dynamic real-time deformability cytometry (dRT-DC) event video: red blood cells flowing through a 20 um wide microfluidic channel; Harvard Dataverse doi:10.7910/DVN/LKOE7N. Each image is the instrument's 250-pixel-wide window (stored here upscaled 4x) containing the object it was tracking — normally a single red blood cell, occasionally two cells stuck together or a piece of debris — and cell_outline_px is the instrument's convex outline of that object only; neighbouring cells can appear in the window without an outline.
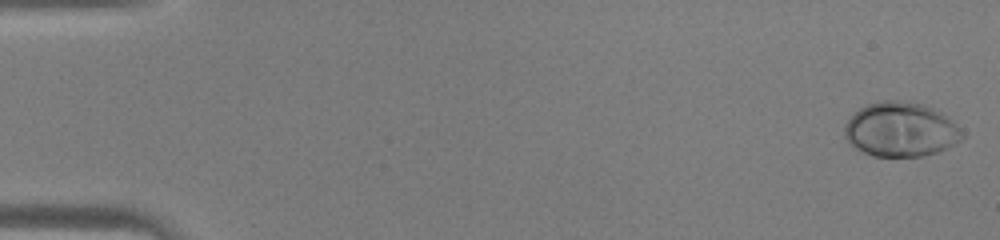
{"species": "human", "species_latin": "Homo sapiens", "temperature_condition": "warm", "stored_images_in_passage": 45, "camera_frame_rate_fps": 3000, "um_per_image_px": 0.085, "donor": {"sex": "male"}, "frame": {"image": 1, "passage_image": 1, "time_ms": 0.0, "image_size_px": [1000, 240], "cell_outline_px": [[968, 136], [936, 152], [924, 156], [872, 156], [848, 144], [844, 136], [844, 128], [848, 120], [860, 108], [868, 104], [884, 100], [912, 100], [924, 104], [940, 112], [956, 124]], "centroid_in_image_um": [76.56, 11.0], "position_along_channel_um": 8.4, "area_um2": 37.45}}
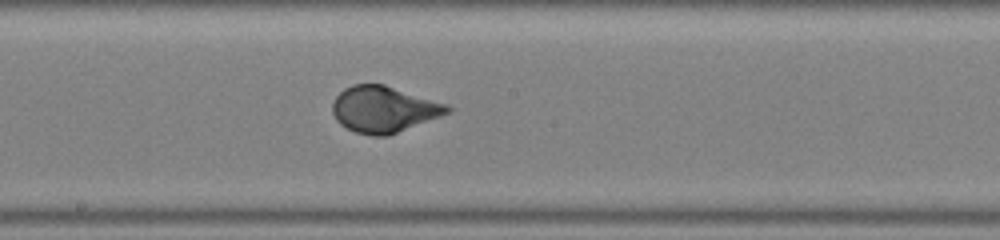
{"frame": {"image": 2, "passage_image": 25, "time_ms": 8.0, "image_size_px": [1000, 240], "cell_outline_px": [[452, 112], [388, 136], [372, 136], [356, 132], [340, 124], [336, 120], [332, 112], [332, 104], [336, 96], [344, 88], [352, 84], [384, 84], [448, 104], [452, 108]], "centroid_in_image_um": [32.63, 9.29], "position_along_channel_um": 215.6, "area_um2": 31.1}}
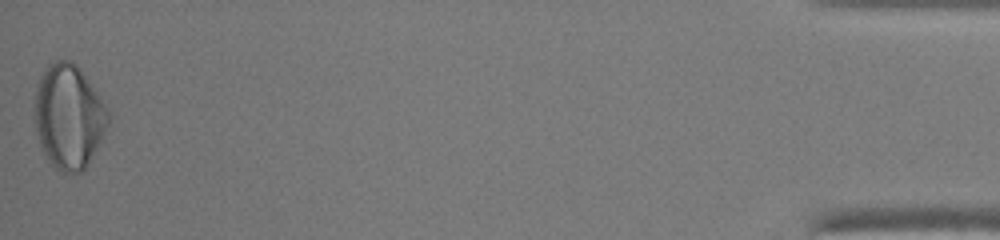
{"frame": {"image": 3, "passage_image": 45, "time_ms": 14.667, "image_size_px": [1000, 240], "cell_outline_px": [[112, 116], [88, 164], [80, 172], [60, 172], [52, 164], [44, 152], [40, 144], [32, 120], [36, 88], [40, 76], [44, 68], [48, 64], [56, 60], [72, 60], [80, 68], [108, 108]], "centroid_in_image_um": [5.82, 9.87], "position_along_channel_um": 429.4, "area_um2": 44.97}}